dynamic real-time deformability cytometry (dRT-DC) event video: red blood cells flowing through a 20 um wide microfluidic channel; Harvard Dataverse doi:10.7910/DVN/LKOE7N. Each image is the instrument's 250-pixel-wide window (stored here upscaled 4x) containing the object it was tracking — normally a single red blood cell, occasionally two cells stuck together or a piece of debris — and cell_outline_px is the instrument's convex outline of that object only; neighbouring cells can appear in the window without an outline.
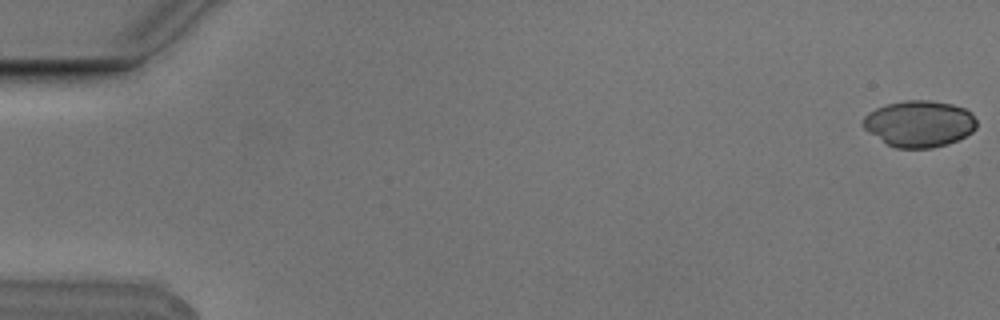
{"species": "Egyptian fruit bat (a non-hibernating species)", "species_latin": "Rousettus aegyptiacus", "temperature_condition": "cold", "stored_images_in_passage": 3, "camera_frame_rate_fps": 3000, "um_per_image_px": 0.085, "animal": {"sex": "male"}, "frame": {"image": 1, "passage_image": 1, "time_ms": 0.0, "image_size_px": [1000, 320], "cell_outline_px": [[976, 128], [972, 132], [948, 144], [932, 148], [896, 148], [888, 144], [868, 132], [864, 128], [864, 116], [868, 112], [876, 108], [888, 104], [904, 100], [928, 100], [952, 104], [964, 108], [972, 112], [976, 120]], "centroid_in_image_um": [78.15, 10.51], "position_along_channel_um": 6.8, "area_um2": 30.63}}